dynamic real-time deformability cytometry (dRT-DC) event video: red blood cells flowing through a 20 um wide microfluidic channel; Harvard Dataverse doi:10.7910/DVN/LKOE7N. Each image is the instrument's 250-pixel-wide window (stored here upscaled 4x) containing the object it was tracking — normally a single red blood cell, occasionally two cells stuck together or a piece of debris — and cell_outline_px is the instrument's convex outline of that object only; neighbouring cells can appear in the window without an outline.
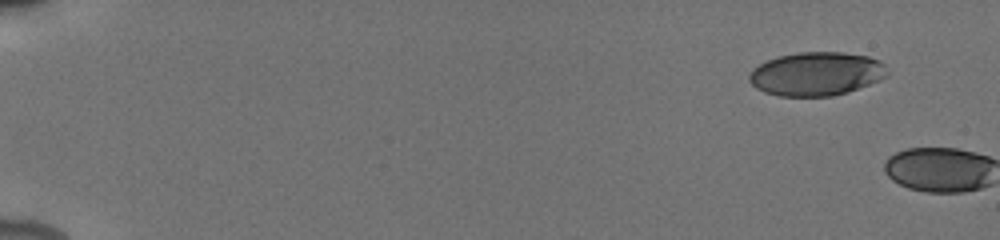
{"species": "human", "species_latin": "Homo sapiens", "temperature_condition": "cold", "stored_images_in_passage": 2, "camera_frame_rate_fps": 3000, "um_per_image_px": 0.085, "donor": {"sex": "male"}, "frame": {"image": 1, "passage_image": 1, "time_ms": 0.0, "image_size_px": [1000, 240], "cell_outline_px": [[888, 76], [880, 80], [848, 92], [832, 96], [780, 96], [764, 92], [756, 88], [748, 80], [748, 76], [760, 64], [768, 60], [780, 56], [800, 52], [844, 52], [868, 56], [880, 60], [884, 64], [888, 72]], "centroid_in_image_um": [69.43, 6.28], "position_along_channel_um": 15.6, "area_um2": 35.08}}